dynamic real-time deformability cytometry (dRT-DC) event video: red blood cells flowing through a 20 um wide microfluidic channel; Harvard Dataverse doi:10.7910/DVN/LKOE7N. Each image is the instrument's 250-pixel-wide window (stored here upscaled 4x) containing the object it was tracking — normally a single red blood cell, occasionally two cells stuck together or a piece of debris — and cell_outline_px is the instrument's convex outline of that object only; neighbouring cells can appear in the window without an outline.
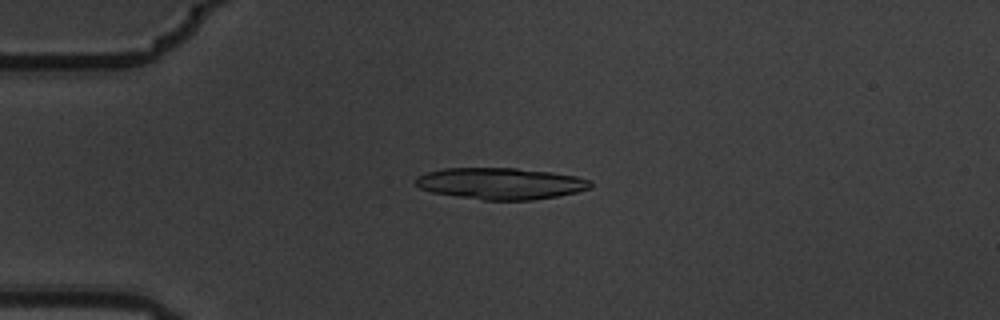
{"species": "common noctule bat (a hibernating species)", "species_latin": "Nyctalus noctula", "temperature_condition": "warm", "stored_images_in_passage": 3, "camera_frame_rate_fps": 3000, "um_per_image_px": 0.085, "animal": {"sex": "male", "body_mass_g": 19.5, "forearm_length_mm": 54.6}, "frame": {"image": 1, "passage_image": 1, "time_ms": 0.0, "image_size_px": [1000, 320], "cell_outline_px": [[592, 188], [560, 196], [532, 200], [484, 200], [456, 196], [432, 192], [420, 188], [416, 184], [416, 176], [428, 172], [444, 168], [516, 168], [552, 172], [576, 176], [592, 180]], "centroid_in_image_um": [42.6, 15.6], "position_along_channel_um": 42.4, "area_um2": 32.25}}